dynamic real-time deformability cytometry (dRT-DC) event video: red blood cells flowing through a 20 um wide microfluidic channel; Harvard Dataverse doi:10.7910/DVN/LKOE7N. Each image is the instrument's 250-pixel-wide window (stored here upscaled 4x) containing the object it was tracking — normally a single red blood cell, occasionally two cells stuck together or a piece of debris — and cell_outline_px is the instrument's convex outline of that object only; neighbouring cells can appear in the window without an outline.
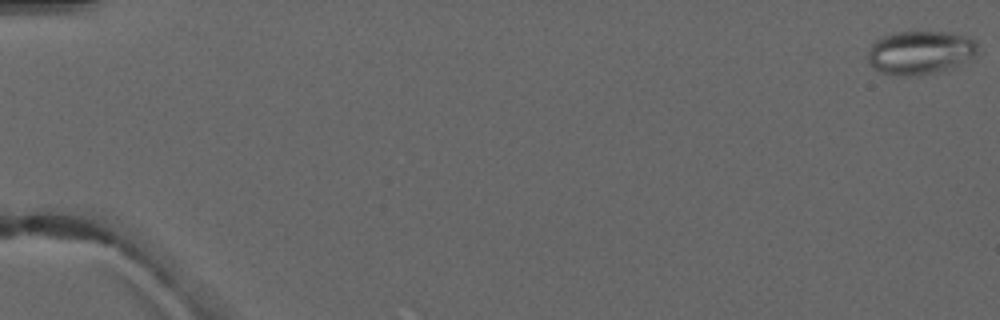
{"species": "common noctule bat (a hibernating species)", "species_latin": "Nyctalus noctula", "temperature_condition": "warm", "stored_images_in_passage": 4, "camera_frame_rate_fps": 3000, "um_per_image_px": 0.085, "animal": {"sex": "male", "forearm_length_mm": 52.5}, "frame": {"image": 1, "passage_image": 1, "time_ms": 0.0, "image_size_px": [1000, 320], "cell_outline_px": [[980, 52], [976, 56], [948, 68], [916, 76], [904, 76], [880, 72], [868, 64], [868, 52], [872, 44], [876, 40], [884, 36], [896, 32], [948, 32], [968, 36], [976, 40]], "centroid_in_image_um": [78.23, 4.45], "position_along_channel_um": 6.8, "area_um2": 27.86}}